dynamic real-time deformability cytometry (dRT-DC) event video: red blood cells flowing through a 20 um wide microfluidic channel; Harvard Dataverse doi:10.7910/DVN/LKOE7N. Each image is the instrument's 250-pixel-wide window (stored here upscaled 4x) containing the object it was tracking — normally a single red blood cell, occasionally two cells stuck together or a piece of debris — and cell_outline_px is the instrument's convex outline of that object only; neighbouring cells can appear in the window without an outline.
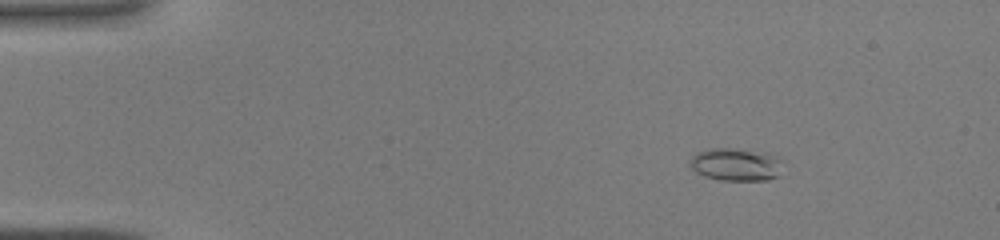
{"species": "common noctule bat (a hibernating species)", "species_latin": "Nyctalus noctula", "temperature_condition": "warm", "stored_images_in_passage": 39, "camera_frame_rate_fps": 3000, "um_per_image_px": 0.085, "animal": {"sex": "male", "body_mass_g": 19.0, "forearm_length_mm": 50.8}, "frame": {"image": 1, "passage_image": 1, "time_ms": 0.0, "image_size_px": [1000, 240], "cell_outline_px": [[784, 160], [780, 176], [768, 180], [720, 180], [704, 176], [696, 172], [688, 164], [692, 156], [696, 152], [708, 148], [732, 148], [780, 156]], "centroid_in_image_um": [62.58, 13.98], "position_along_channel_um": 22.4, "area_um2": 18.03}}
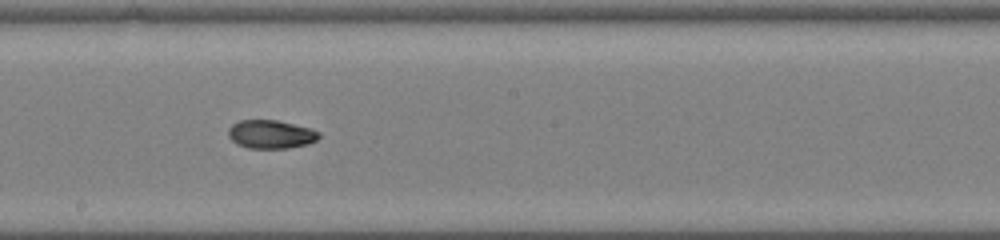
{"frame": {"image": 2, "passage_image": 20, "time_ms": 6.333, "image_size_px": [1000, 240], "cell_outline_px": [[320, 136], [316, 140], [308, 144], [288, 148], [248, 148], [236, 144], [228, 136], [228, 128], [232, 124], [240, 120], [276, 120], [312, 128], [320, 132]], "centroid_in_image_um": [23.02, 11.41], "position_along_channel_um": 225.2, "area_um2": 15.14}}
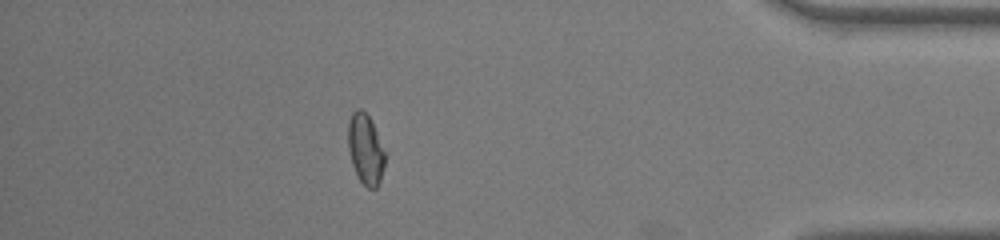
{"frame": {"image": 3, "passage_image": 34, "time_ms": 11.0, "image_size_px": [1000, 240], "cell_outline_px": [[384, 164], [380, 180], [376, 188], [368, 188], [360, 180], [352, 164], [348, 148], [348, 120], [352, 112], [356, 108], [360, 108], [368, 116], [376, 132], [384, 152]], "centroid_in_image_um": [31.03, 12.66], "position_along_channel_um": 404.2, "area_um2": 14.74}}